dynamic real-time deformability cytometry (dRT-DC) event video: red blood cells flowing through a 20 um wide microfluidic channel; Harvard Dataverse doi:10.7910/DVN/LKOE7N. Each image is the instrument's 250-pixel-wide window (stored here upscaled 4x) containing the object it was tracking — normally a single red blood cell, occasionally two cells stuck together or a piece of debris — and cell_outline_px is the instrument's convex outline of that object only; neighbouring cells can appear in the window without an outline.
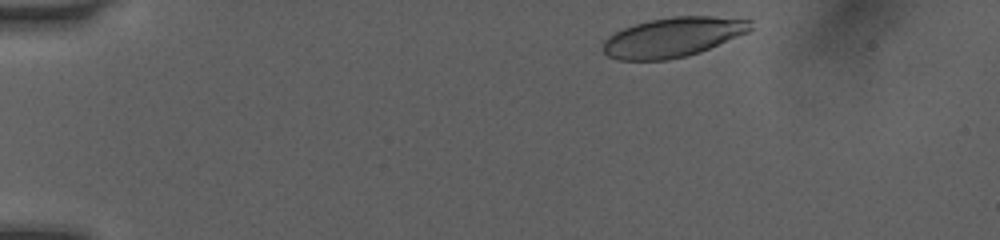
{"species": "human", "species_latin": "Homo sapiens", "temperature_condition": "room temperature", "stored_images_in_passage": 19, "camera_frame_rate_fps": 3000, "um_per_image_px": 0.085, "donor": {"sex": "female"}, "frame": {"image": 1, "passage_image": 2, "time_ms": 0.333, "image_size_px": [1000, 240], "cell_outline_px": [[752, 28], [748, 32], [700, 52], [688, 56], [668, 60], [616, 60], [608, 56], [600, 48], [604, 40], [608, 36], [624, 28], [648, 20], [672, 16], [712, 16], [752, 20]], "centroid_in_image_um": [57.17, 3.17], "position_along_channel_um": 27.8, "area_um2": 34.22}}
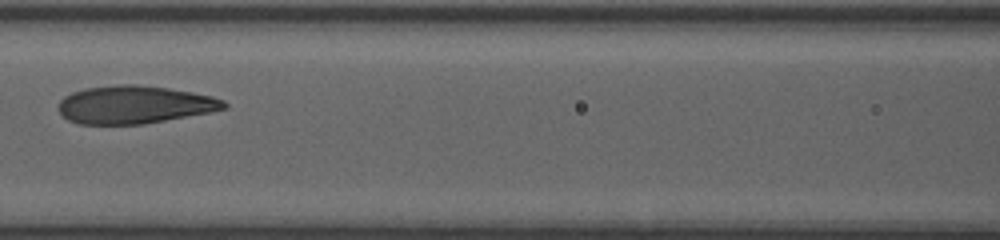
{"frame": {"image": 2, "passage_image": 12, "time_ms": 3.667, "image_size_px": [1000, 240], "cell_outline_px": [[228, 108], [212, 112], [144, 124], [80, 124], [68, 120], [56, 108], [60, 100], [64, 96], [72, 92], [84, 88], [120, 84], [136, 84], [168, 88], [192, 92], [212, 96], [224, 100], [228, 104]], "centroid_in_image_um": [11.44, 8.89], "position_along_channel_um": 155.2, "area_um2": 36.82}}
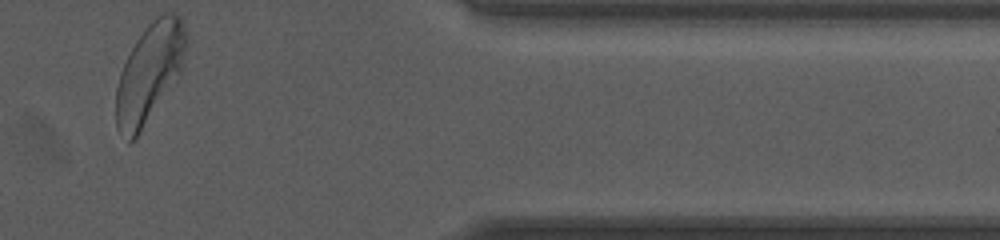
{"frame": {"image": 3, "passage_image": 19, "time_ms": 6.0, "image_size_px": [1000, 240], "cell_outline_px": [[188, 40], [184, 64], [180, 72], [136, 140], [128, 144], [116, 128], [116, 88], [120, 72], [136, 40], [148, 24], [156, 16], [164, 12], [176, 12], [180, 16]], "centroid_in_image_um": [12.7, 6.21], "position_along_channel_um": 398.7, "area_um2": 40.58}}